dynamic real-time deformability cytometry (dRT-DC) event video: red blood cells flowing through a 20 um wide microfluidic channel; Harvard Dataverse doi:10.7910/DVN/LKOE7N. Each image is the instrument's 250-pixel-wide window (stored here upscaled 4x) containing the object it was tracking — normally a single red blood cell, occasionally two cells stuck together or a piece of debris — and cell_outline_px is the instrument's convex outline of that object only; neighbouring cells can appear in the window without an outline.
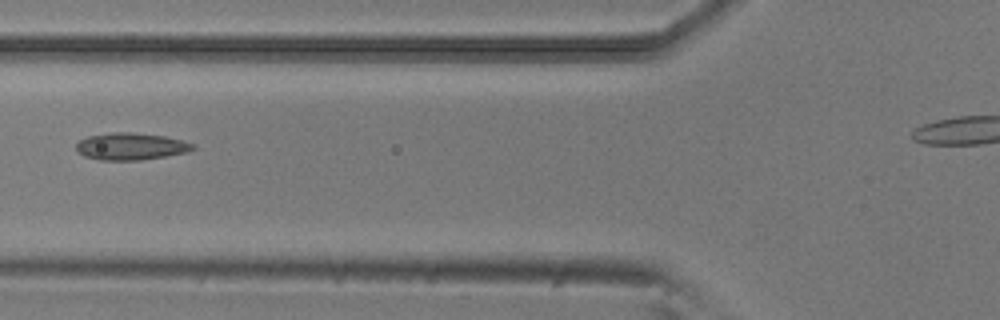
{"species": "common noctule bat (a hibernating species)", "species_latin": "Nyctalus noctula", "temperature_condition": "room temperature", "stored_images_in_passage": 6, "camera_frame_rate_fps": 3000, "um_per_image_px": 0.085, "animal": {"sex": "male", "body_mass_g": 20.5, "forearm_length_mm": 52.5}, "frame": {"image": 1, "passage_image": 5, "time_ms": 1.333, "image_size_px": [1000, 320], "cell_outline_px": [[196, 148], [188, 152], [140, 160], [100, 160], [84, 156], [76, 152], [76, 144], [80, 140], [88, 136], [112, 132], [132, 132], [164, 136], [184, 140], [196, 144]], "centroid_in_image_um": [11.14, 12.44], "position_along_channel_um": 114.7, "area_um2": 18.55}}
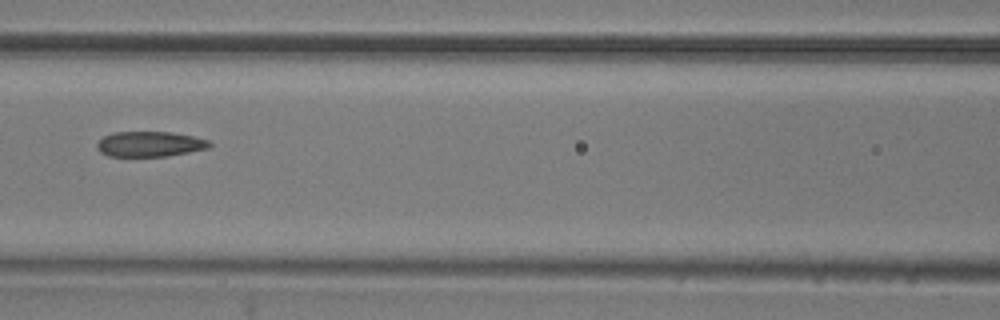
{"frame": {"image": 2, "passage_image": 6, "time_ms": 1.667, "image_size_px": [1000, 320], "cell_outline_px": [[212, 144], [208, 148], [188, 152], [164, 156], [108, 156], [100, 152], [96, 148], [96, 144], [104, 136], [112, 132], [172, 132], [192, 136], [208, 140]], "centroid_in_image_um": [12.7, 12.24], "position_along_channel_um": 153.9, "area_um2": 16.47}}